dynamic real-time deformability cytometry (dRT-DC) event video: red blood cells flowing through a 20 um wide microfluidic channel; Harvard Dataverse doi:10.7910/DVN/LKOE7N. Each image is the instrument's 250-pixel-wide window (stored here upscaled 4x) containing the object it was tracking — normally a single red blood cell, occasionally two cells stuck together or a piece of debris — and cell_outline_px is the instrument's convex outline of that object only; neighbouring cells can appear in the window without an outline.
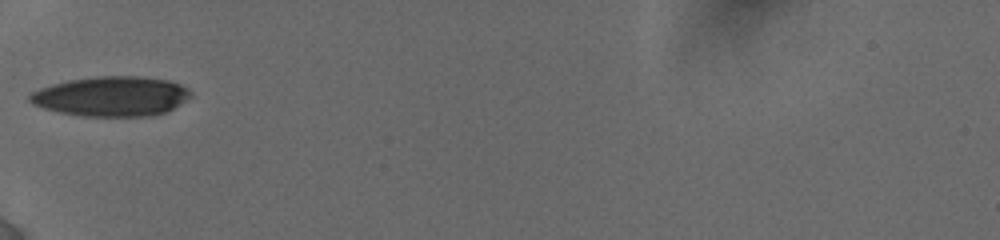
{"species": "human", "species_latin": "Homo sapiens", "temperature_condition": "cold", "stored_images_in_passage": 25, "camera_frame_rate_fps": 3000, "um_per_image_px": 0.085, "donor": {"sex": "female"}, "frame": {"image": 1, "passage_image": 1, "time_ms": 0.0, "image_size_px": [1000, 240], "cell_outline_px": [[192, 96], [172, 108], [164, 112], [152, 116], [84, 116], [60, 112], [44, 108], [28, 100], [28, 96], [32, 92], [40, 88], [52, 84], [68, 80], [96, 76], [140, 76], [168, 80], [180, 84], [188, 88], [192, 92]], "centroid_in_image_um": [9.49, 8.18], "position_along_channel_um": 75.5, "area_um2": 37.22}}
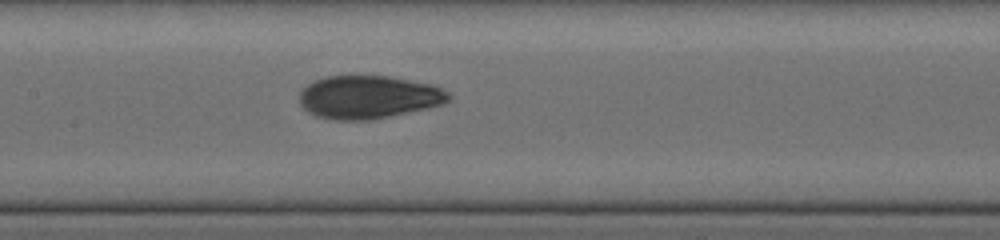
{"frame": {"image": 2, "passage_image": 11, "time_ms": 2.667, "image_size_px": [1000, 240], "cell_outline_px": [[452, 100], [444, 104], [428, 108], [372, 120], [336, 120], [316, 116], [308, 112], [300, 104], [300, 92], [308, 84], [324, 76], [388, 76], [436, 84], [448, 92], [452, 96]], "centroid_in_image_um": [31.39, 8.25], "position_along_channel_um": 176.0, "area_um2": 37.8}}
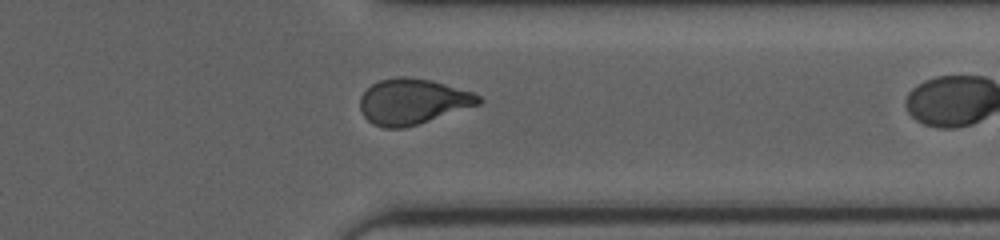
{"frame": {"image": 3, "passage_image": 24, "time_ms": 6.667, "image_size_px": [1000, 240], "cell_outline_px": [[484, 100], [480, 104], [404, 128], [384, 128], [372, 124], [364, 116], [360, 108], [360, 96], [372, 84], [380, 80], [396, 76], [404, 76], [432, 80], [472, 92], [480, 96]], "centroid_in_image_um": [35.06, 8.62], "position_along_channel_um": 376.3, "area_um2": 31.39}}